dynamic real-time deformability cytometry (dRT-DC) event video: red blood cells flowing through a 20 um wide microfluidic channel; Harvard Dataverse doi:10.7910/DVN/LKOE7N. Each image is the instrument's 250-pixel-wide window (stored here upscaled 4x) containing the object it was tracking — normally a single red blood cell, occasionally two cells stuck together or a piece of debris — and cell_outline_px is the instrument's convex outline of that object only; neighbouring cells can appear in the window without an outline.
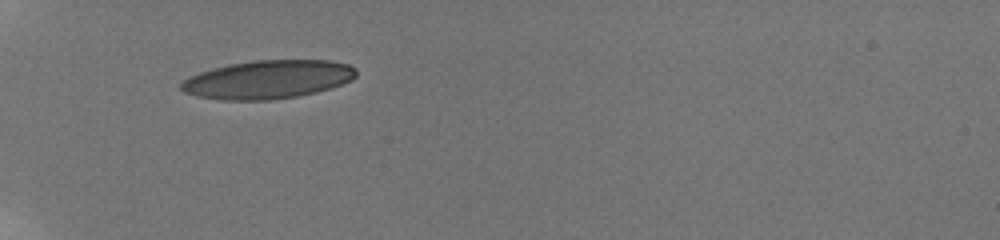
{"species": "human", "species_latin": "Homo sapiens", "temperature_condition": "room temperature", "stored_images_in_passage": 2, "camera_frame_rate_fps": 3000, "um_per_image_px": 0.085, "donor": {"sex": "male"}, "frame": {"image": 1, "passage_image": 1, "time_ms": 0.0, "image_size_px": [1000, 240], "cell_outline_px": [[356, 76], [352, 80], [332, 88], [316, 92], [296, 96], [272, 100], [220, 100], [196, 96], [184, 92], [180, 88], [180, 84], [184, 80], [200, 72], [212, 68], [228, 64], [256, 60], [328, 60], [348, 64], [356, 68]], "centroid_in_image_um": [22.78, 6.76], "position_along_channel_um": 62.2, "area_um2": 39.3}}